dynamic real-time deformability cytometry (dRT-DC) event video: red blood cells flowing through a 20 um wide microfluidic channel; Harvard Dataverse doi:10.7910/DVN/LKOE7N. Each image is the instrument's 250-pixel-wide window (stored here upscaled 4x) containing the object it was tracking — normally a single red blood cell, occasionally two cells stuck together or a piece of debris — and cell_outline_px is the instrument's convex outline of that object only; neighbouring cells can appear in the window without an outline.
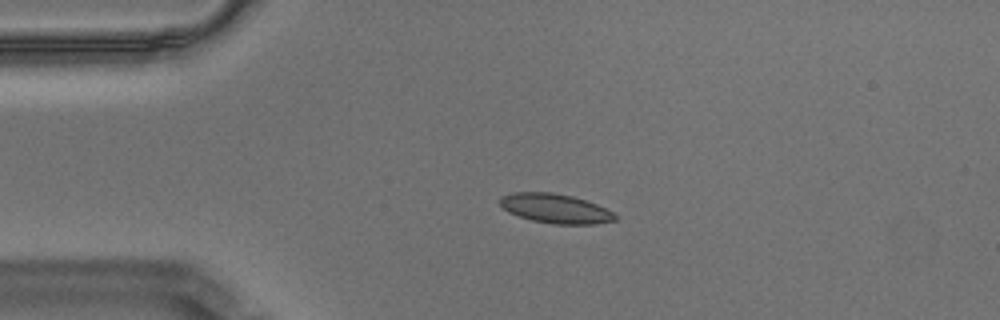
{"species": "Egyptian fruit bat (a non-hibernating species)", "species_latin": "Rousettus aegyptiacus", "temperature_condition": "warm", "stored_images_in_passage": 46, "camera_frame_rate_fps": 3000, "um_per_image_px": 0.085, "animal": {"sex": "male"}, "frame": {"image": 1, "passage_image": 1, "time_ms": 0.0, "image_size_px": [1000, 320], "cell_outline_px": [[620, 216], [616, 220], [596, 224], [552, 224], [532, 220], [508, 212], [500, 204], [500, 196], [512, 192], [552, 192], [572, 196], [596, 204], [616, 212]], "centroid_in_image_um": [47.25, 17.72], "position_along_channel_um": 37.7, "area_um2": 19.88}}
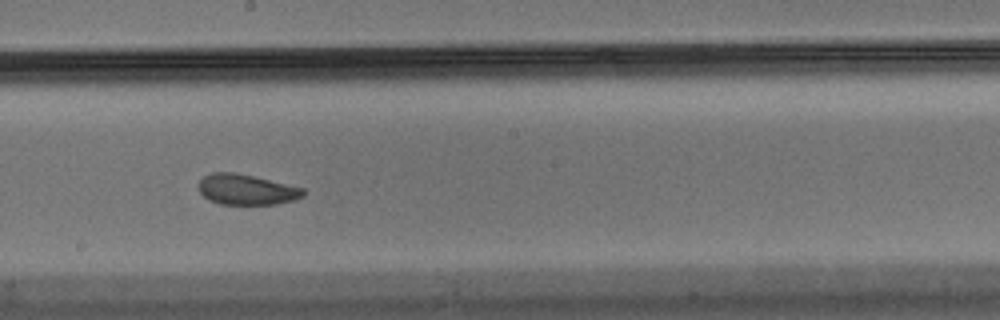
{"frame": {"image": 2, "passage_image": 20, "time_ms": 6.333, "image_size_px": [1000, 320], "cell_outline_px": [[304, 196], [292, 200], [276, 204], [220, 204], [208, 200], [200, 192], [200, 180], [204, 176], [212, 172], [236, 172], [304, 188]], "centroid_in_image_um": [20.94, 16.11], "position_along_channel_um": 227.3, "area_um2": 18.44}}
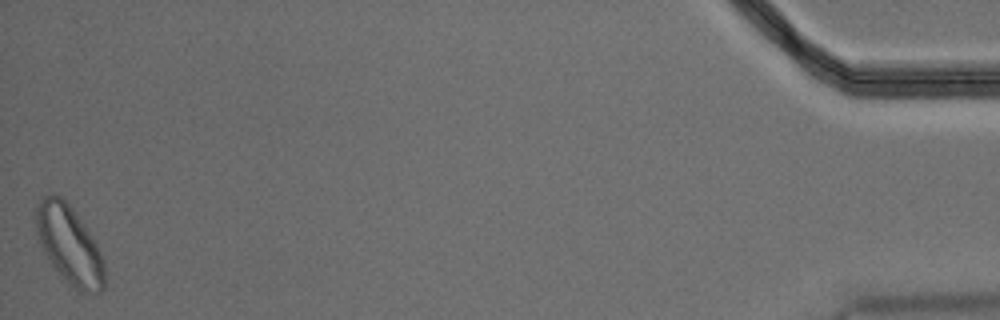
{"frame": {"image": 3, "passage_image": 46, "time_ms": 15.0, "image_size_px": [1000, 320], "cell_outline_px": [[104, 288], [100, 292], [80, 292], [68, 284], [52, 264], [44, 252], [40, 244], [36, 232], [36, 204], [40, 196], [52, 192], [60, 196], [72, 208], [96, 240], [104, 260]], "centroid_in_image_um": [5.89, 20.77], "position_along_channel_um": 429.3, "area_um2": 31.56}, "authors_computed_cell_mechanics": {"area_um2": 19.8254, "velocity_mm_per_s": 3.4424, "shape_relaxation_time_tau1_ms": 3.966, "shape_relaxation_time_tau2_ms": 4.4684, "deformation_change_tau1": 0.0861, "deformation_change_tau2": 0.0793}}